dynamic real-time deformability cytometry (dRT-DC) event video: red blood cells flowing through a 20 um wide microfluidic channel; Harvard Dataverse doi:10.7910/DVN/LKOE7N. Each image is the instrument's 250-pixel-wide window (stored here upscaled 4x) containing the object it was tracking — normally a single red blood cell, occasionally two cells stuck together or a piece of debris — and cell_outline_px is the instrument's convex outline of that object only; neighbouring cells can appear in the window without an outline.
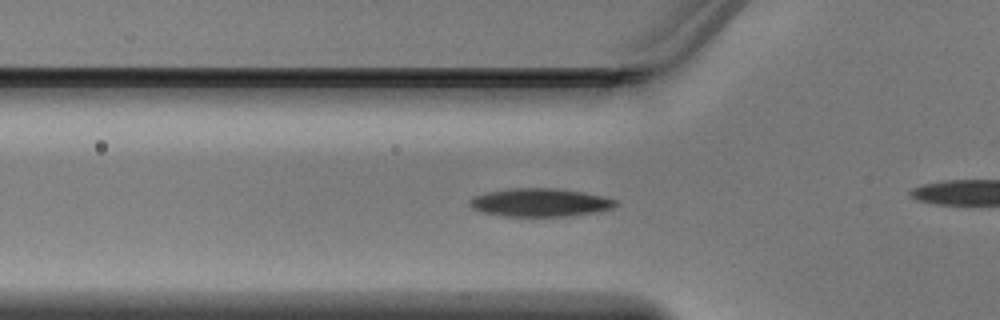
{"species": "Egyptian fruit bat (a non-hibernating species)", "species_latin": "Rousettus aegyptiacus", "temperature_condition": "warm", "stored_images_in_passage": 31, "camera_frame_rate_fps": 3000, "um_per_image_px": 0.085, "animal": {"sex": "male"}, "frame": {"image": 1, "passage_image": 8, "time_ms": 2.333, "image_size_px": [1000, 320], "cell_outline_px": [[620, 204], [612, 208], [596, 212], [572, 216], [504, 216], [480, 212], [472, 208], [468, 204], [468, 200], [472, 196], [488, 192], [508, 188], [556, 188], [584, 192], [604, 196], [616, 200]], "centroid_in_image_um": [45.9, 17.21], "position_along_channel_um": 79.9, "area_um2": 24.33}}
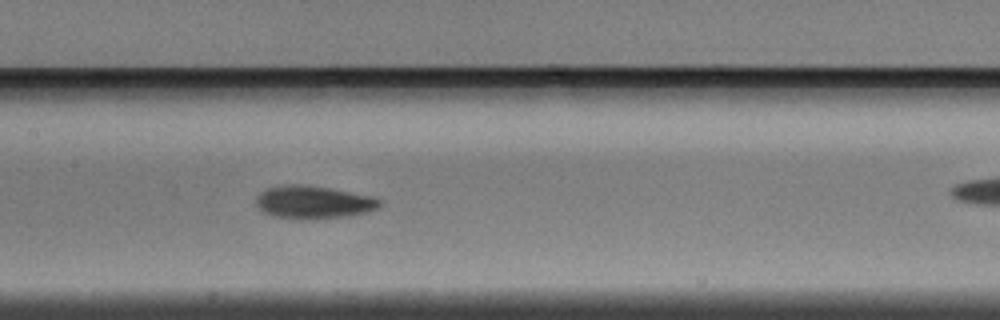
{"frame": {"image": 2, "passage_image": 15, "time_ms": 4.667, "image_size_px": [1000, 320], "cell_outline_px": [[384, 204], [380, 208], [368, 212], [348, 216], [300, 220], [272, 216], [264, 212], [256, 204], [256, 196], [260, 192], [268, 188], [288, 184], [296, 184], [328, 188], [372, 196], [384, 200]], "centroid_in_image_um": [26.69, 17.2], "position_along_channel_um": 180.7, "area_um2": 23.87}}
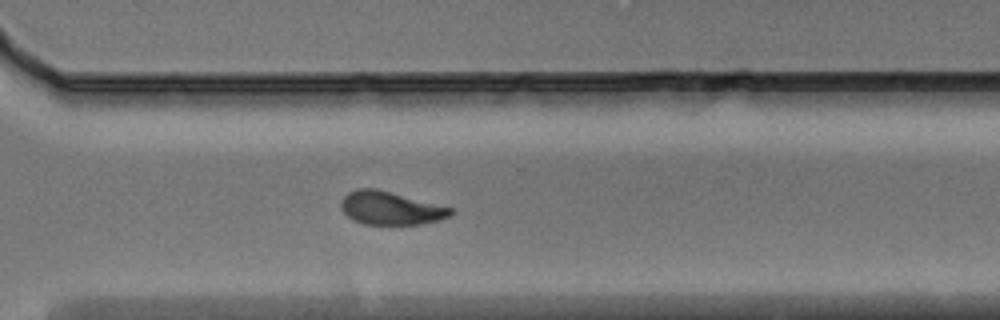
{"frame": {"image": 3, "passage_image": 26, "time_ms": 8.333, "image_size_px": [1000, 320], "cell_outline_px": [[456, 212], [452, 216], [440, 220], [420, 224], [364, 224], [352, 220], [340, 208], [340, 200], [348, 192], [356, 188], [376, 188], [456, 208]], "centroid_in_image_um": [33.25, 17.68], "position_along_channel_um": 337.4, "area_um2": 21.68}}